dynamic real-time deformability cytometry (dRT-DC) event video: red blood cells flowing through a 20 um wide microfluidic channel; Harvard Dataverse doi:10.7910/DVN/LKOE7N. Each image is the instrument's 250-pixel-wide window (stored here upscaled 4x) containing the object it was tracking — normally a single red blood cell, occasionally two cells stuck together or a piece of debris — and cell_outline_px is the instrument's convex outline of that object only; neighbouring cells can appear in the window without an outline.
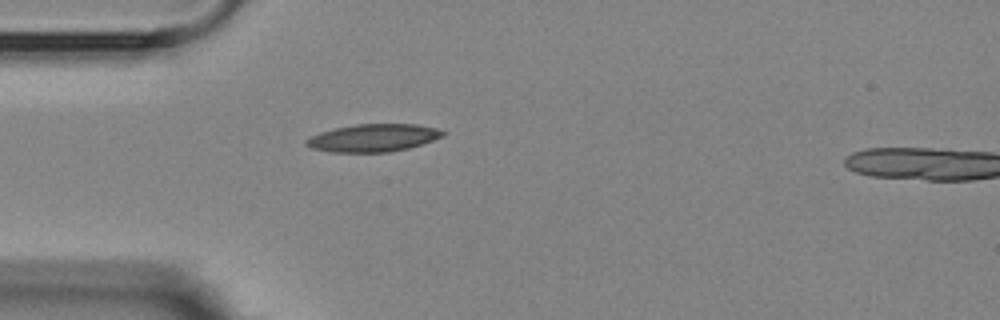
{"species": "Egyptian fruit bat (a non-hibernating species)", "species_latin": "Rousettus aegyptiacus", "temperature_condition": "room temperature", "stored_images_in_passage": 2, "camera_frame_rate_fps": 3000, "um_per_image_px": 0.085, "animal": {"sex": "female"}, "frame": {"image": 1, "passage_image": 1, "time_ms": 0.0, "image_size_px": [1000, 320], "cell_outline_px": [[444, 136], [408, 148], [388, 152], [332, 152], [312, 148], [304, 144], [304, 140], [320, 132], [336, 128], [356, 124], [416, 124], [436, 128], [444, 132]], "centroid_in_image_um": [31.7, 11.72], "position_along_channel_um": 53.3, "area_um2": 21.79}}